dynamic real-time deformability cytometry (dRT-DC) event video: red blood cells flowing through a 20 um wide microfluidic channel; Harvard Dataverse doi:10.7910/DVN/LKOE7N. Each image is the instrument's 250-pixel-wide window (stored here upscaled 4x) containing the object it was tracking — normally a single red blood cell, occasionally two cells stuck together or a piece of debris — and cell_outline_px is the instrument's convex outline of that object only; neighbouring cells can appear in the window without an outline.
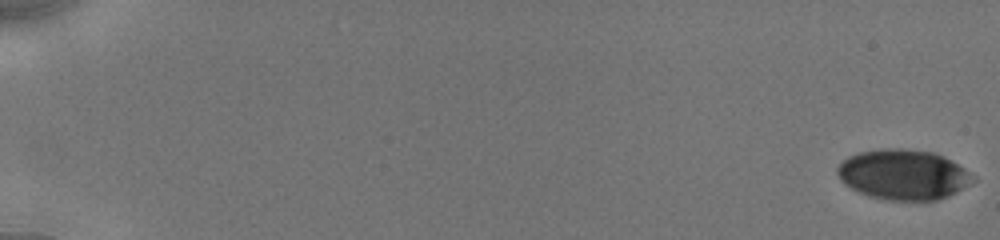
{"species": "human", "species_latin": "Homo sapiens", "temperature_condition": "cold", "stored_images_in_passage": 51, "camera_frame_rate_fps": 3000, "um_per_image_px": 0.085, "donor": {"sex": "male"}, "frame": {"image": 1, "passage_image": 1, "time_ms": 0.0, "image_size_px": [1000, 240], "cell_outline_px": [[976, 180], [956, 192], [948, 196], [936, 200], [888, 200], [868, 196], [844, 184], [840, 180], [836, 172], [836, 168], [848, 156], [860, 152], [880, 148], [900, 148], [932, 152], [944, 156], [964, 168], [976, 176]], "centroid_in_image_um": [76.78, 14.83], "position_along_channel_um": 8.2, "area_um2": 39.71}}
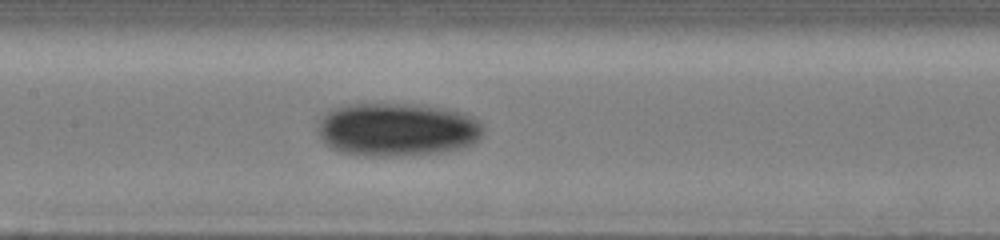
{"frame": {"image": 2, "passage_image": 29, "time_ms": 9.333, "image_size_px": [1000, 240], "cell_outline_px": [[484, 132], [480, 140], [472, 144], [460, 148], [444, 152], [392, 156], [364, 156], [340, 152], [324, 144], [320, 140], [316, 120], [324, 112], [332, 108], [344, 104], [416, 104], [448, 108], [472, 116], [484, 128]], "centroid_in_image_um": [33.7, 11.0], "position_along_channel_um": 173.7, "area_um2": 52.37}}
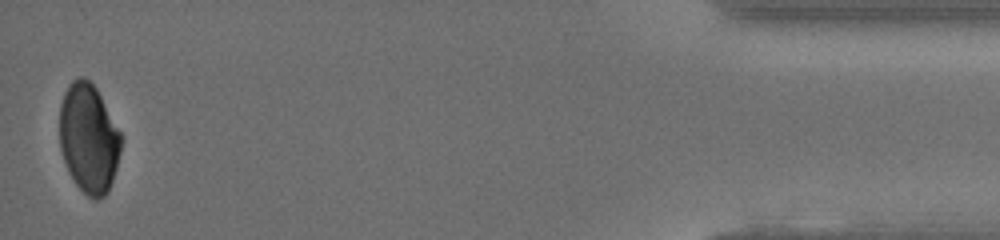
{"frame": {"image": 3, "passage_image": 51, "time_ms": 17.667, "image_size_px": [1000, 240], "cell_outline_px": [[120, 152], [116, 168], [108, 192], [104, 196], [96, 200], [88, 196], [76, 184], [68, 172], [60, 148], [60, 104], [64, 92], [68, 84], [72, 80], [80, 76], [84, 76], [96, 88], [120, 132]], "centroid_in_image_um": [7.52, 11.75], "position_along_channel_um": 427.7, "area_um2": 38.9}, "authors_computed_cell_mechanics": {"area_um2": 43.7546, "velocity_mm_per_s": 3.9211, "shape_relaxation_time_tau1_ms": 4.1685, "shape_relaxation_time_tau2_ms": null, "deformation_change_tau1": 0.0981, "deformation_change_tau2": null}}